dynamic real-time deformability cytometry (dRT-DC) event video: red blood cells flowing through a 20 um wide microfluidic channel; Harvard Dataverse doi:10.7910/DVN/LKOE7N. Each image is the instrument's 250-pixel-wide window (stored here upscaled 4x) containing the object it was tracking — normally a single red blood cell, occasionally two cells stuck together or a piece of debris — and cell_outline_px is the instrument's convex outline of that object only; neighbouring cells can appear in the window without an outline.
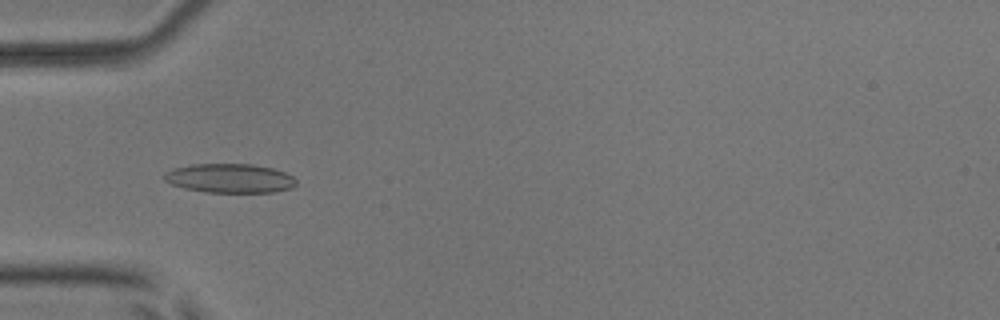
{"species": "common noctule bat (a hibernating species)", "species_latin": "Nyctalus noctula", "temperature_condition": "room temperature", "stored_images_in_passage": 53, "camera_frame_rate_fps": 3000, "um_per_image_px": 0.085, "animal": {"sex": "male", "body_mass_g": 17.9, "forearm_length_mm": 54.2}, "frame": {"image": 1, "passage_image": 17, "time_ms": 5.333, "image_size_px": [1000, 320], "cell_outline_px": [[296, 184], [292, 188], [272, 192], [208, 192], [184, 188], [172, 184], [164, 180], [164, 172], [176, 168], [192, 164], [252, 164], [272, 168], [284, 172], [292, 176], [296, 180]], "centroid_in_image_um": [19.54, 15.15], "position_along_channel_um": 65.5, "area_um2": 22.25}}
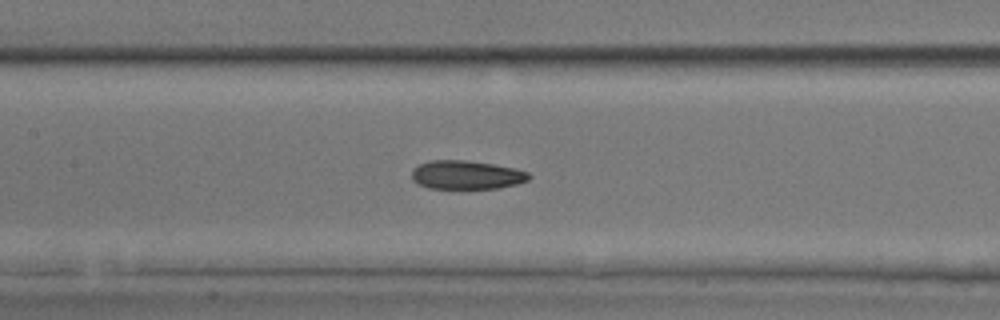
{"frame": {"image": 2, "passage_image": 25, "time_ms": 8.0, "image_size_px": [1000, 320], "cell_outline_px": [[532, 176], [528, 180], [516, 184], [496, 188], [428, 188], [412, 180], [412, 168], [428, 160], [464, 160], [492, 164], [516, 168], [528, 172]], "centroid_in_image_um": [39.64, 14.86], "position_along_channel_um": 167.8, "area_um2": 19.54}}
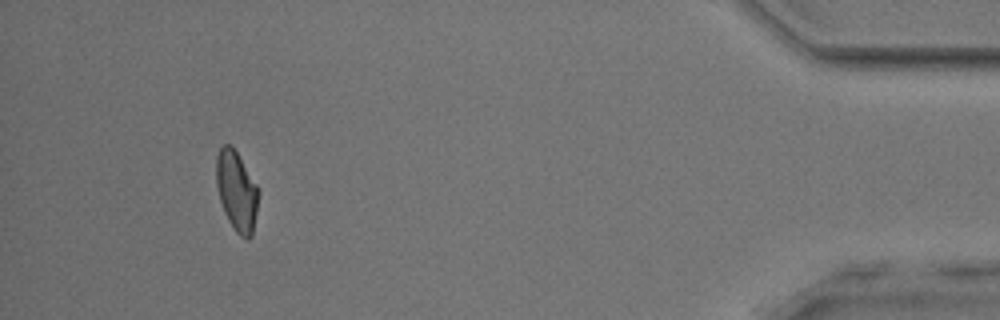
{"frame": {"image": 3, "passage_image": 49, "time_ms": 16.0, "image_size_px": [1000, 320], "cell_outline_px": [[260, 192], [252, 236], [248, 240], [240, 236], [236, 232], [228, 220], [224, 212], [220, 200], [216, 184], [216, 156], [220, 148], [224, 144], [232, 144], [256, 184]], "centroid_in_image_um": [20.11, 16.24], "position_along_channel_um": 415.1, "area_um2": 19.77}, "authors_computed_cell_mechanics": {"area_um2": 20.3456, "velocity_mm_per_s": 3.899, "shape_relaxation_time_tau1_ms": 5.104, "shape_relaxation_time_tau2_ms": 3.168, "deformation_change_tau1": 0.1751, "deformation_change_tau2": 0.0848}}